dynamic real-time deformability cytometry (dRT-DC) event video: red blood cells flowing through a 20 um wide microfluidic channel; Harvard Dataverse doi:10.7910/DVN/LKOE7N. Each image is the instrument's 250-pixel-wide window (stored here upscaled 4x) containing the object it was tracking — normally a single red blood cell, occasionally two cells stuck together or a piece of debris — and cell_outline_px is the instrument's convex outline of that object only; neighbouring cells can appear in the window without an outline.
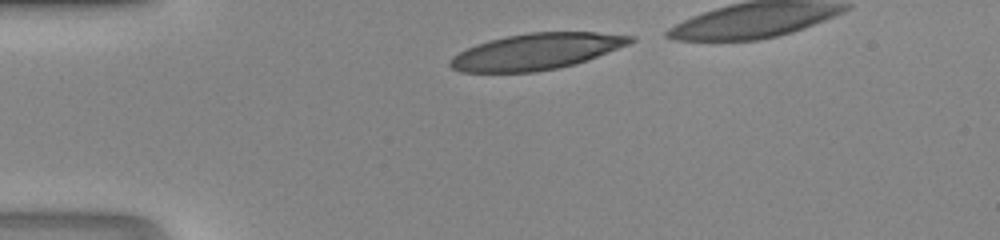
{"species": "human", "species_latin": "Homo sapiens", "temperature_condition": "room temperature", "stored_images_in_passage": 28, "camera_frame_rate_fps": 3000, "um_per_image_px": 0.085, "donor": {"sex": "male"}, "frame": {"image": 1, "passage_image": 1, "time_ms": 0.0, "image_size_px": [1000, 240], "cell_outline_px": [[636, 40], [628, 44], [588, 60], [576, 64], [536, 72], [460, 72], [452, 68], [448, 64], [448, 60], [452, 56], [476, 44], [488, 40], [528, 32], [596, 32], [636, 36]], "centroid_in_image_um": [45.59, 4.38], "position_along_channel_um": 39.4, "area_um2": 38.03}}
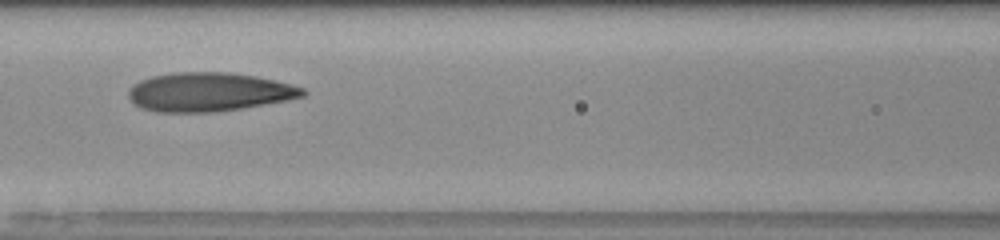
{"frame": {"image": 2, "passage_image": 11, "time_ms": 3.333, "image_size_px": [1000, 240], "cell_outline_px": [[308, 92], [304, 96], [288, 100], [216, 112], [156, 112], [140, 108], [128, 96], [128, 88], [132, 84], [140, 80], [152, 76], [176, 72], [228, 72], [256, 76], [276, 80], [292, 84], [304, 88]], "centroid_in_image_um": [17.76, 7.81], "position_along_channel_um": 148.8, "area_um2": 39.65}}
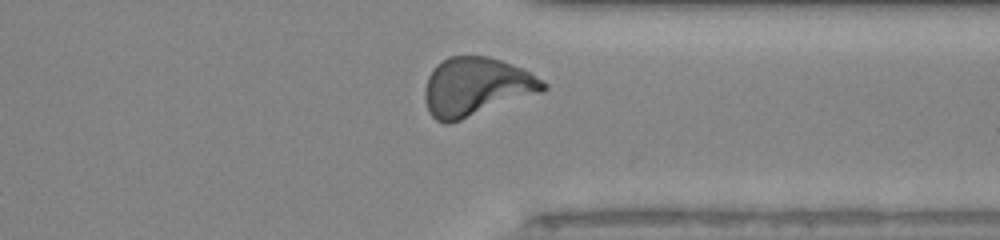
{"frame": {"image": 3, "passage_image": 26, "time_ms": 8.333, "image_size_px": [1000, 240], "cell_outline_px": [[548, 88], [540, 92], [460, 120], [448, 124], [444, 124], [436, 120], [428, 112], [424, 100], [424, 88], [428, 76], [432, 68], [436, 64], [448, 56], [488, 56], [524, 68], [544, 80], [548, 84]], "centroid_in_image_um": [40.45, 7.36], "position_along_channel_um": 371.0, "area_um2": 40.52}}